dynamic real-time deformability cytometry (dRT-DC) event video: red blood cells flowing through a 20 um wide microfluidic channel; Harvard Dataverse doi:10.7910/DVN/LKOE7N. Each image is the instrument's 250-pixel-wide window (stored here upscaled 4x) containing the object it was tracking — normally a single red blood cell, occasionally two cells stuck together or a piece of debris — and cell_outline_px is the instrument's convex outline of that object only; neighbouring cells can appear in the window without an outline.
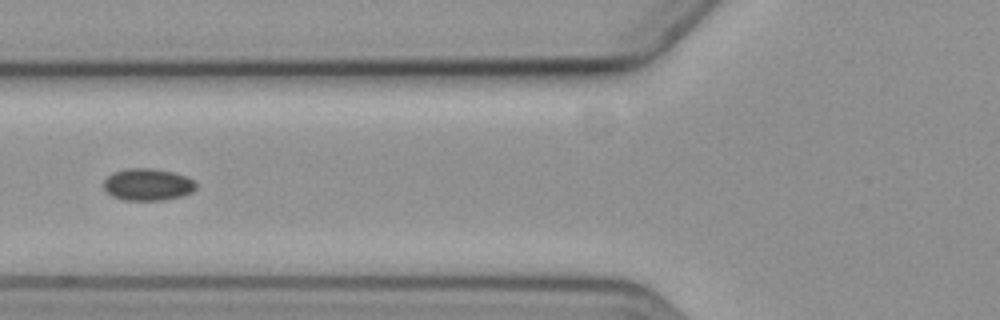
{"species": "common noctule bat (a hibernating species)", "species_latin": "Nyctalus noctula", "temperature_condition": "cold", "stored_images_in_passage": 10, "camera_frame_rate_fps": 3000, "um_per_image_px": 0.085, "animal": {"sex": "female", "body_mass_g": 19.3, "forearm_length_mm": 54.1}, "frame": {"image": 1, "passage_image": 5, "time_ms": 4.667, "image_size_px": [1000, 320], "cell_outline_px": [[196, 188], [192, 192], [184, 196], [164, 200], [124, 200], [112, 196], [104, 188], [104, 180], [112, 172], [128, 168], [148, 168], [172, 172], [184, 176], [192, 180], [196, 184]], "centroid_in_image_um": [12.55, 15.69], "position_along_channel_um": 113.3, "area_um2": 17.17}}
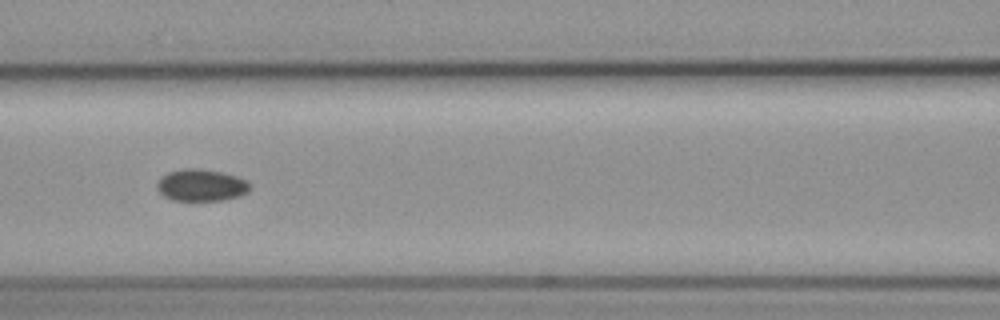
{"frame": {"image": 2, "passage_image": 6, "time_ms": 5.667, "image_size_px": [1000, 320], "cell_outline_px": [[248, 192], [240, 196], [224, 200], [172, 200], [164, 196], [156, 188], [156, 184], [168, 172], [184, 168], [200, 168], [220, 172], [236, 176], [244, 180], [248, 184]], "centroid_in_image_um": [17.08, 15.74], "position_along_channel_um": 149.5, "area_um2": 17.05}}